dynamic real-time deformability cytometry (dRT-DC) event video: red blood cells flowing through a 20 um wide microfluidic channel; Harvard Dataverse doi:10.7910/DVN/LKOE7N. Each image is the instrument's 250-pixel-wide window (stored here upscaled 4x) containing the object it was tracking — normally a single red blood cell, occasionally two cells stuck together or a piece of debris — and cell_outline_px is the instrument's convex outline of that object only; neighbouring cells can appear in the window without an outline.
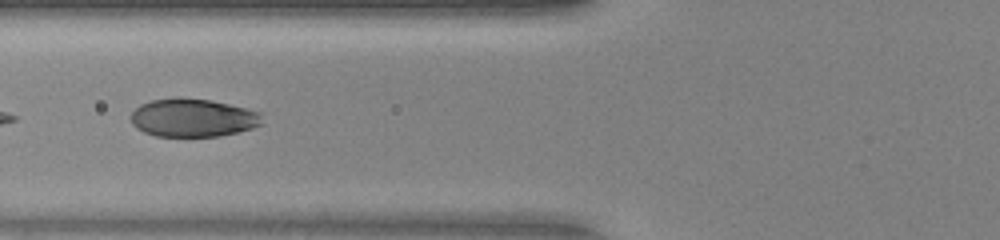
{"species": "human", "species_latin": "Homo sapiens", "temperature_condition": "warm", "stored_images_in_passage": 11, "camera_frame_rate_fps": 3000, "um_per_image_px": 0.085, "donor": {"sex": "female"}, "frame": {"image": 1, "passage_image": 5, "time_ms": 1.333, "image_size_px": [1000, 240], "cell_outline_px": [[264, 124], [252, 128], [220, 136], [156, 136], [144, 132], [136, 128], [132, 124], [128, 116], [140, 104], [152, 100], [180, 96], [208, 100], [228, 104], [260, 112]], "centroid_in_image_um": [16.36, 10.0], "position_along_channel_um": 109.4, "area_um2": 29.42}}